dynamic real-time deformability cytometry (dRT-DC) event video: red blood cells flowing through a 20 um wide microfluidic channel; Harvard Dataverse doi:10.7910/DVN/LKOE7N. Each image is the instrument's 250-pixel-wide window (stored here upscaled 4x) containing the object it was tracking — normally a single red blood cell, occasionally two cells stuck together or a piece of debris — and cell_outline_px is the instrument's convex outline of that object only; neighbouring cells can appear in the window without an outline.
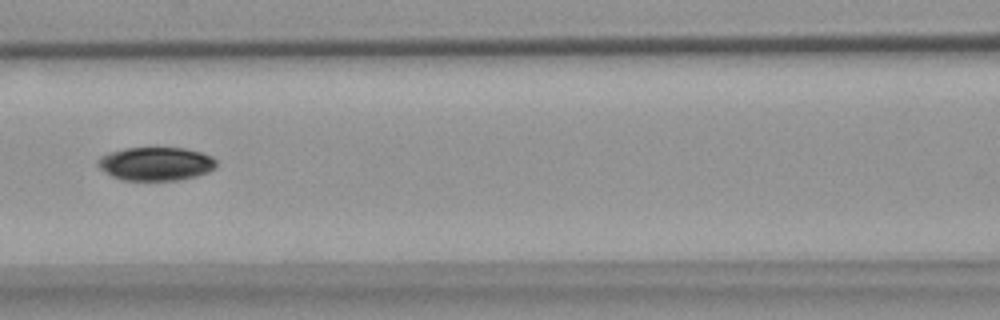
{"species": "common noctule bat (a hibernating species)", "species_latin": "Nyctalus noctula", "temperature_condition": "warm", "stored_images_in_passage": 7, "camera_frame_rate_fps": 3000, "um_per_image_px": 0.085, "animal": {"sex": "female", "body_mass_g": 18.4}, "frame": {"image": 1, "passage_image": 5, "time_ms": 5.667, "image_size_px": [1000, 320], "cell_outline_px": [[216, 168], [208, 172], [196, 176], [180, 180], [120, 180], [104, 172], [96, 164], [100, 156], [108, 152], [124, 148], [184, 148], [200, 152], [212, 156], [216, 160]], "centroid_in_image_um": [13.23, 13.92], "position_along_channel_um": 153.4, "area_um2": 23.29}}
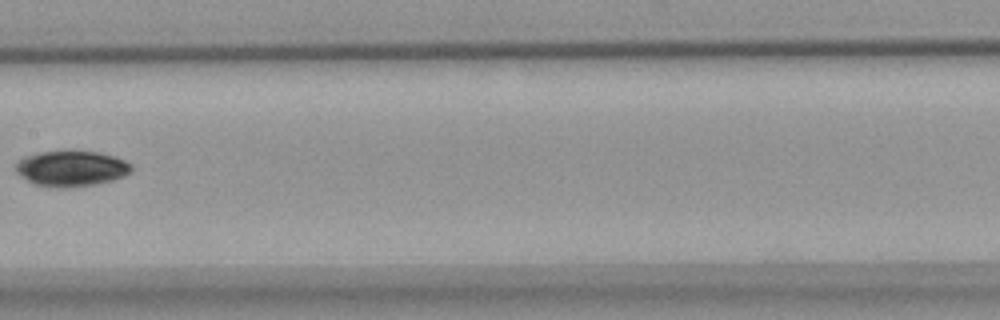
{"frame": {"image": 2, "passage_image": 6, "time_ms": 7.0, "image_size_px": [1000, 320], "cell_outline_px": [[132, 168], [124, 176], [112, 180], [96, 184], [68, 188], [36, 184], [28, 180], [16, 172], [16, 164], [24, 156], [40, 152], [72, 148], [100, 152], [116, 156], [132, 164]], "centroid_in_image_um": [6.09, 14.27], "position_along_channel_um": 201.3, "area_um2": 24.45}}
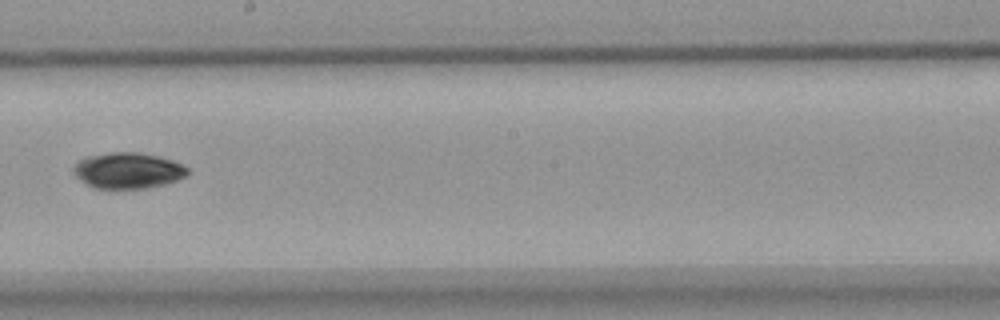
{"frame": {"image": 3, "passage_image": 7, "time_ms": 8.0, "image_size_px": [1000, 320], "cell_outline_px": [[188, 176], [164, 184], [144, 188], [92, 188], [80, 180], [72, 172], [72, 168], [80, 160], [88, 156], [112, 152], [136, 152], [156, 156], [172, 160], [188, 168]], "centroid_in_image_um": [10.85, 14.5], "position_along_channel_um": 237.3, "area_um2": 23.7}}